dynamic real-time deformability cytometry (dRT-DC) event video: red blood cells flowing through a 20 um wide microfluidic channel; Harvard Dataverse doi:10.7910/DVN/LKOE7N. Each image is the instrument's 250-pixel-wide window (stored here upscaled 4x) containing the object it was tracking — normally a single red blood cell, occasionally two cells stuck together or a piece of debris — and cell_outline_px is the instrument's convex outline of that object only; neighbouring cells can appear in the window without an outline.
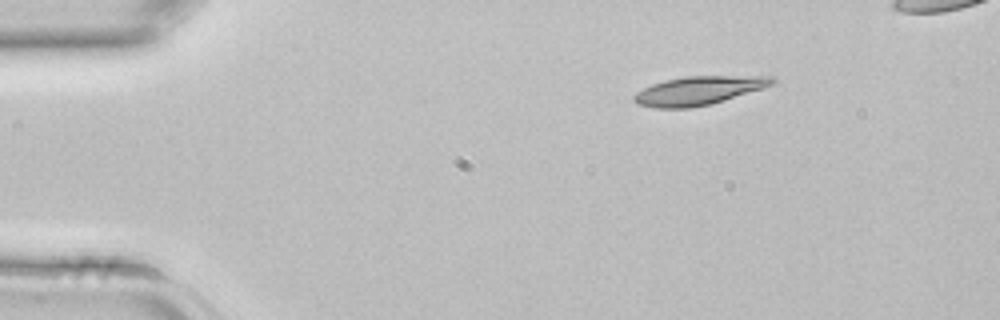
{"species": "common noctule bat (a hibernating species)", "species_latin": "Nyctalus noctula", "temperature_condition": "room temperature", "stored_images_in_passage": 36, "camera_frame_rate_fps": 3000, "um_per_image_px": 0.085, "animal": {"sex": "female", "body_mass_g": 22.7, "forearm_length_mm": 54.2}, "frame": {"image": 1, "passage_image": 1, "time_ms": 0.0, "image_size_px": [1000, 320], "cell_outline_px": [[776, 80], [772, 84], [764, 88], [724, 100], [708, 104], [688, 108], [656, 108], [636, 104], [632, 100], [632, 96], [636, 92], [652, 84], [664, 80], [684, 76], [776, 76]], "centroid_in_image_um": [59.36, 7.69], "position_along_channel_um": 25.6, "area_um2": 23.06}}
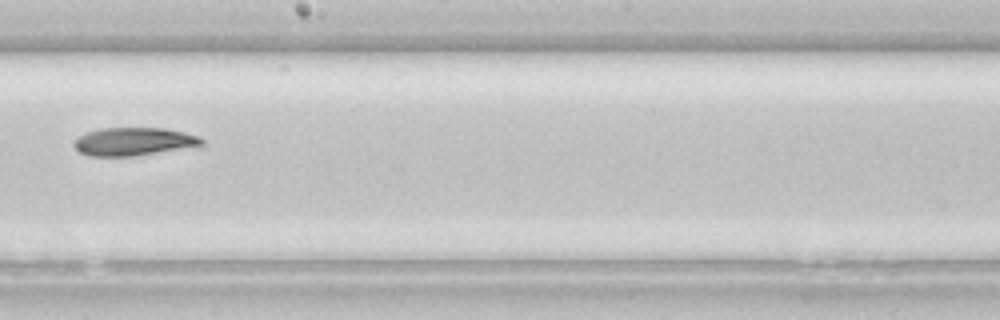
{"frame": {"image": 2, "passage_image": 19, "time_ms": 6.0, "image_size_px": [1000, 320], "cell_outline_px": [[204, 144], [136, 156], [88, 156], [80, 152], [72, 144], [76, 136], [100, 128], [164, 128], [184, 132], [200, 136], [204, 140]], "centroid_in_image_um": [11.32, 12.02], "position_along_channel_um": 236.9, "area_um2": 20.87}}
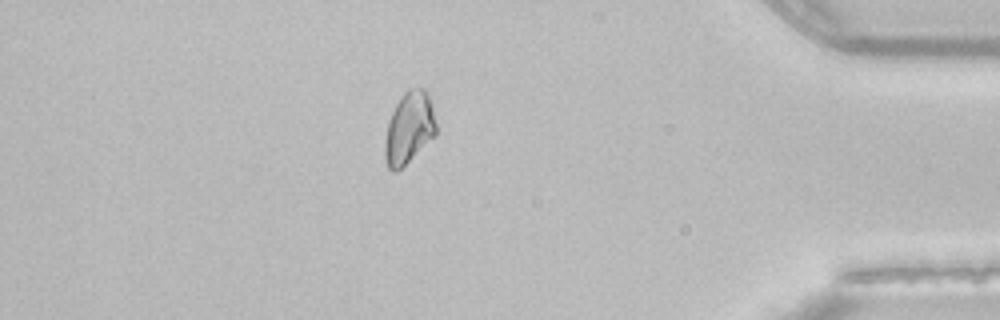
{"frame": {"image": 3, "passage_image": 32, "time_ms": 10.333, "image_size_px": [1000, 320], "cell_outline_px": [[436, 136], [396, 172], [392, 172], [388, 168], [384, 156], [384, 140], [388, 120], [396, 104], [404, 92], [408, 88], [424, 88], [428, 92], [432, 104], [436, 124]], "centroid_in_image_um": [34.77, 10.87], "position_along_channel_um": 400.4, "area_um2": 21.68}}